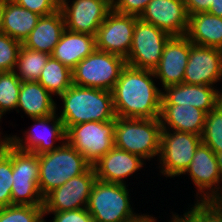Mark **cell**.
<instances>
[{
	"instance_id": "ee69618b",
	"label": "cell",
	"mask_w": 222,
	"mask_h": 222,
	"mask_svg": "<svg viewBox=\"0 0 222 222\" xmlns=\"http://www.w3.org/2000/svg\"><path fill=\"white\" fill-rule=\"evenodd\" d=\"M216 158H217V162H218V168H219V172L222 178V151L215 153Z\"/></svg>"
},
{
	"instance_id": "6da1fadb",
	"label": "cell",
	"mask_w": 222,
	"mask_h": 222,
	"mask_svg": "<svg viewBox=\"0 0 222 222\" xmlns=\"http://www.w3.org/2000/svg\"><path fill=\"white\" fill-rule=\"evenodd\" d=\"M154 72L126 65L113 90L116 117L155 119L160 117L162 90Z\"/></svg>"
},
{
	"instance_id": "1f68e13d",
	"label": "cell",
	"mask_w": 222,
	"mask_h": 222,
	"mask_svg": "<svg viewBox=\"0 0 222 222\" xmlns=\"http://www.w3.org/2000/svg\"><path fill=\"white\" fill-rule=\"evenodd\" d=\"M43 206L10 205L0 208V222H45Z\"/></svg>"
},
{
	"instance_id": "9a60e30c",
	"label": "cell",
	"mask_w": 222,
	"mask_h": 222,
	"mask_svg": "<svg viewBox=\"0 0 222 222\" xmlns=\"http://www.w3.org/2000/svg\"><path fill=\"white\" fill-rule=\"evenodd\" d=\"M69 2L67 0L60 6L66 29L94 36L112 10L111 0H73L70 4Z\"/></svg>"
},
{
	"instance_id": "484cf974",
	"label": "cell",
	"mask_w": 222,
	"mask_h": 222,
	"mask_svg": "<svg viewBox=\"0 0 222 222\" xmlns=\"http://www.w3.org/2000/svg\"><path fill=\"white\" fill-rule=\"evenodd\" d=\"M40 17L12 0H3V32L21 43L35 28Z\"/></svg>"
},
{
	"instance_id": "cb8c5ba5",
	"label": "cell",
	"mask_w": 222,
	"mask_h": 222,
	"mask_svg": "<svg viewBox=\"0 0 222 222\" xmlns=\"http://www.w3.org/2000/svg\"><path fill=\"white\" fill-rule=\"evenodd\" d=\"M52 96L38 81L22 82L16 111L30 118L50 116L58 109Z\"/></svg>"
},
{
	"instance_id": "74e56055",
	"label": "cell",
	"mask_w": 222,
	"mask_h": 222,
	"mask_svg": "<svg viewBox=\"0 0 222 222\" xmlns=\"http://www.w3.org/2000/svg\"><path fill=\"white\" fill-rule=\"evenodd\" d=\"M215 0H184L189 15L208 12Z\"/></svg>"
},
{
	"instance_id": "d6a6232c",
	"label": "cell",
	"mask_w": 222,
	"mask_h": 222,
	"mask_svg": "<svg viewBox=\"0 0 222 222\" xmlns=\"http://www.w3.org/2000/svg\"><path fill=\"white\" fill-rule=\"evenodd\" d=\"M22 43L5 33L0 34V72L14 71Z\"/></svg>"
},
{
	"instance_id": "bcb514c9",
	"label": "cell",
	"mask_w": 222,
	"mask_h": 222,
	"mask_svg": "<svg viewBox=\"0 0 222 222\" xmlns=\"http://www.w3.org/2000/svg\"><path fill=\"white\" fill-rule=\"evenodd\" d=\"M218 105L222 108V90L218 91Z\"/></svg>"
},
{
	"instance_id": "52a82bcc",
	"label": "cell",
	"mask_w": 222,
	"mask_h": 222,
	"mask_svg": "<svg viewBox=\"0 0 222 222\" xmlns=\"http://www.w3.org/2000/svg\"><path fill=\"white\" fill-rule=\"evenodd\" d=\"M12 177V205L43 206L37 154L22 151L12 145Z\"/></svg>"
},
{
	"instance_id": "836d02e7",
	"label": "cell",
	"mask_w": 222,
	"mask_h": 222,
	"mask_svg": "<svg viewBox=\"0 0 222 222\" xmlns=\"http://www.w3.org/2000/svg\"><path fill=\"white\" fill-rule=\"evenodd\" d=\"M189 209L184 214L192 222H222V213L209 200L194 201Z\"/></svg>"
},
{
	"instance_id": "60d3db41",
	"label": "cell",
	"mask_w": 222,
	"mask_h": 222,
	"mask_svg": "<svg viewBox=\"0 0 222 222\" xmlns=\"http://www.w3.org/2000/svg\"><path fill=\"white\" fill-rule=\"evenodd\" d=\"M169 222H192L185 214L179 216L176 213L172 214V219Z\"/></svg>"
},
{
	"instance_id": "7a4b0ae2",
	"label": "cell",
	"mask_w": 222,
	"mask_h": 222,
	"mask_svg": "<svg viewBox=\"0 0 222 222\" xmlns=\"http://www.w3.org/2000/svg\"><path fill=\"white\" fill-rule=\"evenodd\" d=\"M63 105L58 116L65 130L80 123L116 119L112 91L72 84L59 96Z\"/></svg>"
},
{
	"instance_id": "5bb4252c",
	"label": "cell",
	"mask_w": 222,
	"mask_h": 222,
	"mask_svg": "<svg viewBox=\"0 0 222 222\" xmlns=\"http://www.w3.org/2000/svg\"><path fill=\"white\" fill-rule=\"evenodd\" d=\"M184 174H188L197 187L195 200H209L222 195V178L215 152L202 142L196 148L190 166Z\"/></svg>"
},
{
	"instance_id": "7dc6e473",
	"label": "cell",
	"mask_w": 222,
	"mask_h": 222,
	"mask_svg": "<svg viewBox=\"0 0 222 222\" xmlns=\"http://www.w3.org/2000/svg\"><path fill=\"white\" fill-rule=\"evenodd\" d=\"M55 1L59 6H61L67 0H55Z\"/></svg>"
},
{
	"instance_id": "e0dca14e",
	"label": "cell",
	"mask_w": 222,
	"mask_h": 222,
	"mask_svg": "<svg viewBox=\"0 0 222 222\" xmlns=\"http://www.w3.org/2000/svg\"><path fill=\"white\" fill-rule=\"evenodd\" d=\"M139 18L171 36L186 35L189 24L184 0H151Z\"/></svg>"
},
{
	"instance_id": "5b68a950",
	"label": "cell",
	"mask_w": 222,
	"mask_h": 222,
	"mask_svg": "<svg viewBox=\"0 0 222 222\" xmlns=\"http://www.w3.org/2000/svg\"><path fill=\"white\" fill-rule=\"evenodd\" d=\"M120 183L94 182L87 210L95 222H132L141 215L130 204V190Z\"/></svg>"
},
{
	"instance_id": "4fadbf2b",
	"label": "cell",
	"mask_w": 222,
	"mask_h": 222,
	"mask_svg": "<svg viewBox=\"0 0 222 222\" xmlns=\"http://www.w3.org/2000/svg\"><path fill=\"white\" fill-rule=\"evenodd\" d=\"M93 166L84 174L69 179L49 192L43 201L44 212H61L87 208L91 189L96 181Z\"/></svg>"
},
{
	"instance_id": "d4e9b609",
	"label": "cell",
	"mask_w": 222,
	"mask_h": 222,
	"mask_svg": "<svg viewBox=\"0 0 222 222\" xmlns=\"http://www.w3.org/2000/svg\"><path fill=\"white\" fill-rule=\"evenodd\" d=\"M186 36L195 45L222 49V18L207 12L189 15Z\"/></svg>"
},
{
	"instance_id": "d6986e66",
	"label": "cell",
	"mask_w": 222,
	"mask_h": 222,
	"mask_svg": "<svg viewBox=\"0 0 222 222\" xmlns=\"http://www.w3.org/2000/svg\"><path fill=\"white\" fill-rule=\"evenodd\" d=\"M146 160L114 146L92 166L97 180L125 184V178L140 171Z\"/></svg>"
},
{
	"instance_id": "ab89813d",
	"label": "cell",
	"mask_w": 222,
	"mask_h": 222,
	"mask_svg": "<svg viewBox=\"0 0 222 222\" xmlns=\"http://www.w3.org/2000/svg\"><path fill=\"white\" fill-rule=\"evenodd\" d=\"M209 201L222 213V195L215 196Z\"/></svg>"
},
{
	"instance_id": "4316f807",
	"label": "cell",
	"mask_w": 222,
	"mask_h": 222,
	"mask_svg": "<svg viewBox=\"0 0 222 222\" xmlns=\"http://www.w3.org/2000/svg\"><path fill=\"white\" fill-rule=\"evenodd\" d=\"M38 82L52 95L60 96L73 84L72 70L50 56Z\"/></svg>"
},
{
	"instance_id": "4dcf8cb0",
	"label": "cell",
	"mask_w": 222,
	"mask_h": 222,
	"mask_svg": "<svg viewBox=\"0 0 222 222\" xmlns=\"http://www.w3.org/2000/svg\"><path fill=\"white\" fill-rule=\"evenodd\" d=\"M12 144L0 151V208L12 205Z\"/></svg>"
},
{
	"instance_id": "7bdbcfd3",
	"label": "cell",
	"mask_w": 222,
	"mask_h": 222,
	"mask_svg": "<svg viewBox=\"0 0 222 222\" xmlns=\"http://www.w3.org/2000/svg\"><path fill=\"white\" fill-rule=\"evenodd\" d=\"M0 122H1V119H0ZM1 134L3 135V133L0 131V151H2L5 148L6 144L9 142V136L8 135L1 136Z\"/></svg>"
},
{
	"instance_id": "3957f363",
	"label": "cell",
	"mask_w": 222,
	"mask_h": 222,
	"mask_svg": "<svg viewBox=\"0 0 222 222\" xmlns=\"http://www.w3.org/2000/svg\"><path fill=\"white\" fill-rule=\"evenodd\" d=\"M39 190L43 198L69 179L84 174L92 165L67 141L54 151L38 155Z\"/></svg>"
},
{
	"instance_id": "ac0fdd59",
	"label": "cell",
	"mask_w": 222,
	"mask_h": 222,
	"mask_svg": "<svg viewBox=\"0 0 222 222\" xmlns=\"http://www.w3.org/2000/svg\"><path fill=\"white\" fill-rule=\"evenodd\" d=\"M190 54V41L186 35L171 36L164 46L158 66L153 70L163 89L183 83Z\"/></svg>"
},
{
	"instance_id": "7c38bea8",
	"label": "cell",
	"mask_w": 222,
	"mask_h": 222,
	"mask_svg": "<svg viewBox=\"0 0 222 222\" xmlns=\"http://www.w3.org/2000/svg\"><path fill=\"white\" fill-rule=\"evenodd\" d=\"M138 16L111 10L96 33V49L127 58Z\"/></svg>"
},
{
	"instance_id": "44dd1931",
	"label": "cell",
	"mask_w": 222,
	"mask_h": 222,
	"mask_svg": "<svg viewBox=\"0 0 222 222\" xmlns=\"http://www.w3.org/2000/svg\"><path fill=\"white\" fill-rule=\"evenodd\" d=\"M206 112L191 105H161L162 129L202 136Z\"/></svg>"
},
{
	"instance_id": "8d00e7d4",
	"label": "cell",
	"mask_w": 222,
	"mask_h": 222,
	"mask_svg": "<svg viewBox=\"0 0 222 222\" xmlns=\"http://www.w3.org/2000/svg\"><path fill=\"white\" fill-rule=\"evenodd\" d=\"M51 213L54 215L52 222H95L87 208L61 212H44V216Z\"/></svg>"
},
{
	"instance_id": "7402d4cb",
	"label": "cell",
	"mask_w": 222,
	"mask_h": 222,
	"mask_svg": "<svg viewBox=\"0 0 222 222\" xmlns=\"http://www.w3.org/2000/svg\"><path fill=\"white\" fill-rule=\"evenodd\" d=\"M65 29V19L61 9L41 16L22 46L51 55Z\"/></svg>"
},
{
	"instance_id": "8992f818",
	"label": "cell",
	"mask_w": 222,
	"mask_h": 222,
	"mask_svg": "<svg viewBox=\"0 0 222 222\" xmlns=\"http://www.w3.org/2000/svg\"><path fill=\"white\" fill-rule=\"evenodd\" d=\"M126 65L122 56L96 49L72 70L73 84L112 91Z\"/></svg>"
},
{
	"instance_id": "83f0119b",
	"label": "cell",
	"mask_w": 222,
	"mask_h": 222,
	"mask_svg": "<svg viewBox=\"0 0 222 222\" xmlns=\"http://www.w3.org/2000/svg\"><path fill=\"white\" fill-rule=\"evenodd\" d=\"M48 53L27 49L21 46L18 53L14 73L21 82L38 81L41 71L46 65Z\"/></svg>"
},
{
	"instance_id": "f35d334b",
	"label": "cell",
	"mask_w": 222,
	"mask_h": 222,
	"mask_svg": "<svg viewBox=\"0 0 222 222\" xmlns=\"http://www.w3.org/2000/svg\"><path fill=\"white\" fill-rule=\"evenodd\" d=\"M207 13L222 18V0H215Z\"/></svg>"
},
{
	"instance_id": "2e32d148",
	"label": "cell",
	"mask_w": 222,
	"mask_h": 222,
	"mask_svg": "<svg viewBox=\"0 0 222 222\" xmlns=\"http://www.w3.org/2000/svg\"><path fill=\"white\" fill-rule=\"evenodd\" d=\"M221 79L222 49L190 42V54L183 83L214 87Z\"/></svg>"
},
{
	"instance_id": "d590c367",
	"label": "cell",
	"mask_w": 222,
	"mask_h": 222,
	"mask_svg": "<svg viewBox=\"0 0 222 222\" xmlns=\"http://www.w3.org/2000/svg\"><path fill=\"white\" fill-rule=\"evenodd\" d=\"M151 0H111L112 10L120 14L140 16Z\"/></svg>"
},
{
	"instance_id": "603a6c76",
	"label": "cell",
	"mask_w": 222,
	"mask_h": 222,
	"mask_svg": "<svg viewBox=\"0 0 222 222\" xmlns=\"http://www.w3.org/2000/svg\"><path fill=\"white\" fill-rule=\"evenodd\" d=\"M96 50V37L65 29L51 56L73 70L84 58Z\"/></svg>"
},
{
	"instance_id": "e575fe53",
	"label": "cell",
	"mask_w": 222,
	"mask_h": 222,
	"mask_svg": "<svg viewBox=\"0 0 222 222\" xmlns=\"http://www.w3.org/2000/svg\"><path fill=\"white\" fill-rule=\"evenodd\" d=\"M16 4L39 14L45 16L52 14L53 12L60 9V6L55 0H12Z\"/></svg>"
},
{
	"instance_id": "277c9868",
	"label": "cell",
	"mask_w": 222,
	"mask_h": 222,
	"mask_svg": "<svg viewBox=\"0 0 222 222\" xmlns=\"http://www.w3.org/2000/svg\"><path fill=\"white\" fill-rule=\"evenodd\" d=\"M161 131L159 118L116 117L114 146L150 161L159 155Z\"/></svg>"
},
{
	"instance_id": "9c48e42d",
	"label": "cell",
	"mask_w": 222,
	"mask_h": 222,
	"mask_svg": "<svg viewBox=\"0 0 222 222\" xmlns=\"http://www.w3.org/2000/svg\"><path fill=\"white\" fill-rule=\"evenodd\" d=\"M115 119L85 122L66 130V141L93 165L114 147Z\"/></svg>"
},
{
	"instance_id": "f6af8a7d",
	"label": "cell",
	"mask_w": 222,
	"mask_h": 222,
	"mask_svg": "<svg viewBox=\"0 0 222 222\" xmlns=\"http://www.w3.org/2000/svg\"><path fill=\"white\" fill-rule=\"evenodd\" d=\"M3 32V0H0V34Z\"/></svg>"
},
{
	"instance_id": "f546056e",
	"label": "cell",
	"mask_w": 222,
	"mask_h": 222,
	"mask_svg": "<svg viewBox=\"0 0 222 222\" xmlns=\"http://www.w3.org/2000/svg\"><path fill=\"white\" fill-rule=\"evenodd\" d=\"M201 141L215 153L222 151V108L219 105L206 114Z\"/></svg>"
},
{
	"instance_id": "b9f144b4",
	"label": "cell",
	"mask_w": 222,
	"mask_h": 222,
	"mask_svg": "<svg viewBox=\"0 0 222 222\" xmlns=\"http://www.w3.org/2000/svg\"><path fill=\"white\" fill-rule=\"evenodd\" d=\"M132 222H157V219L155 217H153V215H147V214H141V216Z\"/></svg>"
},
{
	"instance_id": "8fae6325",
	"label": "cell",
	"mask_w": 222,
	"mask_h": 222,
	"mask_svg": "<svg viewBox=\"0 0 222 222\" xmlns=\"http://www.w3.org/2000/svg\"><path fill=\"white\" fill-rule=\"evenodd\" d=\"M30 119L33 120L35 124L31 127L33 129L29 128V130L27 129L22 133L23 137L17 135L10 136L9 134V142L16 148L40 155L54 151L66 141L64 124L56 112L47 117ZM57 141H60L58 145L56 144Z\"/></svg>"
},
{
	"instance_id": "30bf717a",
	"label": "cell",
	"mask_w": 222,
	"mask_h": 222,
	"mask_svg": "<svg viewBox=\"0 0 222 222\" xmlns=\"http://www.w3.org/2000/svg\"><path fill=\"white\" fill-rule=\"evenodd\" d=\"M170 37L165 31L138 18L126 64L153 71L158 66L164 46Z\"/></svg>"
},
{
	"instance_id": "f1b7e54d",
	"label": "cell",
	"mask_w": 222,
	"mask_h": 222,
	"mask_svg": "<svg viewBox=\"0 0 222 222\" xmlns=\"http://www.w3.org/2000/svg\"><path fill=\"white\" fill-rule=\"evenodd\" d=\"M21 81L13 72H0V119L17 108Z\"/></svg>"
},
{
	"instance_id": "ffe728a7",
	"label": "cell",
	"mask_w": 222,
	"mask_h": 222,
	"mask_svg": "<svg viewBox=\"0 0 222 222\" xmlns=\"http://www.w3.org/2000/svg\"><path fill=\"white\" fill-rule=\"evenodd\" d=\"M218 91L207 85H172L162 90L161 105H191L208 113L218 105Z\"/></svg>"
},
{
	"instance_id": "ba28073f",
	"label": "cell",
	"mask_w": 222,
	"mask_h": 222,
	"mask_svg": "<svg viewBox=\"0 0 222 222\" xmlns=\"http://www.w3.org/2000/svg\"><path fill=\"white\" fill-rule=\"evenodd\" d=\"M201 142L197 134L162 129L157 157L161 174L166 178L184 175Z\"/></svg>"
}]
</instances>
